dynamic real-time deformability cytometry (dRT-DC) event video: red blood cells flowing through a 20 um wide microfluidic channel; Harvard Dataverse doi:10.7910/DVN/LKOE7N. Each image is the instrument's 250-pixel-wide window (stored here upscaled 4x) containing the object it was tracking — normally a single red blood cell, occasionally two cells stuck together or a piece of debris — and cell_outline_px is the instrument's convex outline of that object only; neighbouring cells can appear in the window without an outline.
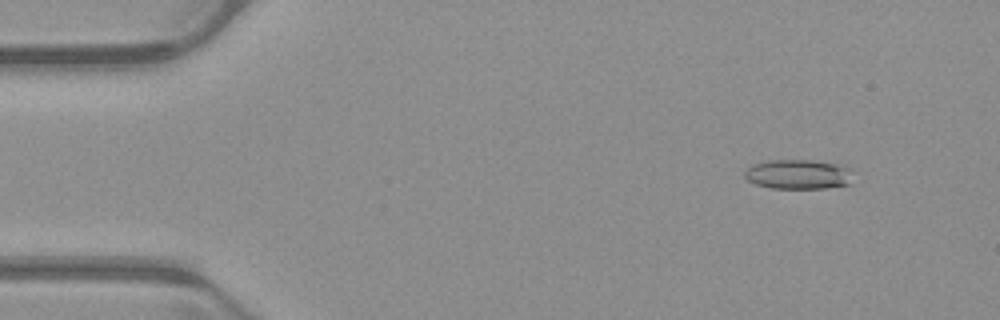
{"species": "common noctule bat (a hibernating species)", "species_latin": "Nyctalus noctula", "temperature_condition": "warm", "stored_images_in_passage": 52, "camera_frame_rate_fps": 3000, "um_per_image_px": 0.085, "animal": {"sex": "male", "body_mass_g": 23.1, "forearm_length_mm": 52.7}, "frame": {"image": 1, "passage_image": 5, "time_ms": 1.333, "image_size_px": [1000, 320], "cell_outline_px": [[852, 184], [824, 188], [772, 188], [756, 184], [748, 180], [744, 176], [744, 172], [752, 164], [764, 160], [812, 160], [832, 164], [848, 168]], "centroid_in_image_um": [67.79, 14.82], "position_along_channel_um": 17.2, "area_um2": 18.5}}
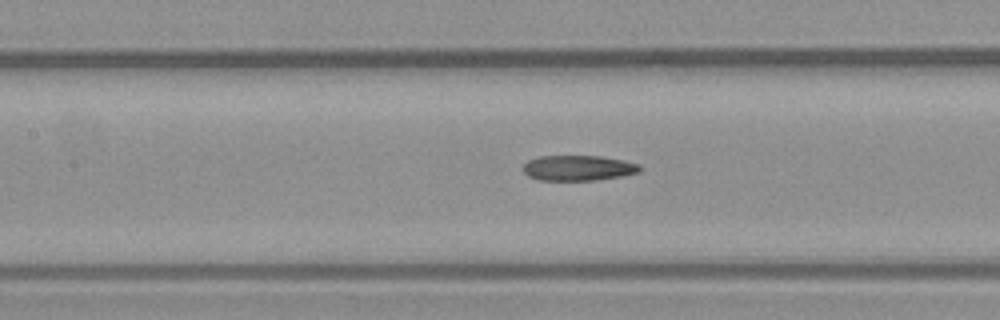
{"frame": {"image": 2, "passage_image": 23, "time_ms": 7.333, "image_size_px": [1000, 320], "cell_outline_px": [[640, 172], [620, 176], [596, 180], [536, 180], [528, 176], [520, 168], [528, 160], [540, 156], [600, 156], [624, 160], [640, 164]], "centroid_in_image_um": [49.11, 14.28], "position_along_channel_um": 158.3, "area_um2": 17.34}}
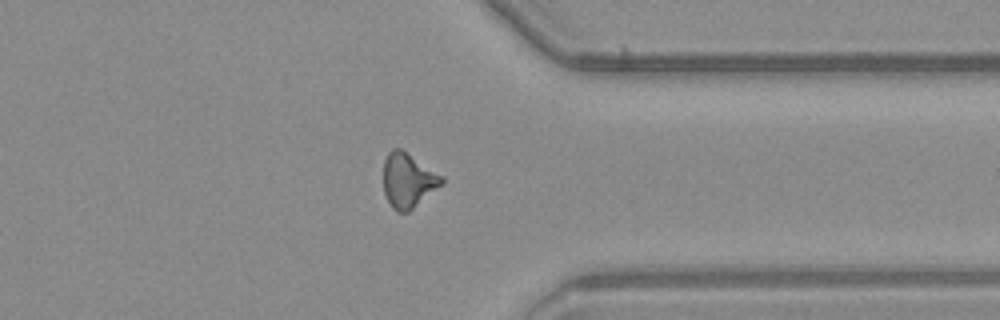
{"frame": {"image": 3, "passage_image": 40, "time_ms": 13.0, "image_size_px": [1000, 320], "cell_outline_px": [[444, 184], [408, 212], [396, 212], [392, 208], [384, 192], [384, 160], [388, 152], [392, 148], [400, 148], [444, 176]], "centroid_in_image_um": [34.71, 15.33], "position_along_channel_um": 376.7, "area_um2": 18.61}, "authors_computed_cell_mechanics": {"area_um2": 18.0336, "velocity_mm_per_s": 3.9775, "shape_relaxation_time_tau1_ms": null, "shape_relaxation_time_tau2_ms": 4.7851, "deformation_change_tau1": null, "deformation_change_tau2": 0.1558}}